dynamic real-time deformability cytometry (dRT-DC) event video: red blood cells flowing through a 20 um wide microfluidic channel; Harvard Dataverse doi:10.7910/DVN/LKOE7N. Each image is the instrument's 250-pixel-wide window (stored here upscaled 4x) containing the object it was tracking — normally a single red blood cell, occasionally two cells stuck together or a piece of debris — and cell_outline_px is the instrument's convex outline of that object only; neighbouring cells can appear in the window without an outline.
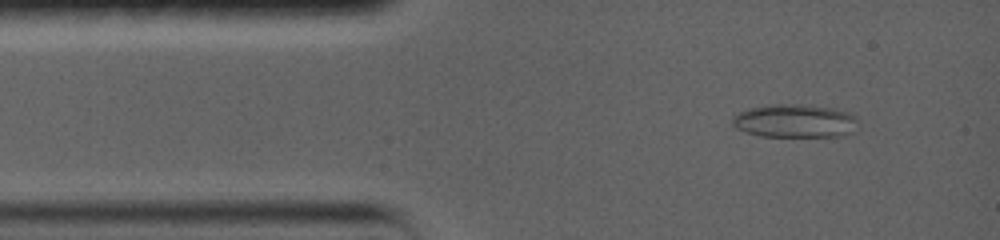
{"species": "common noctule bat (a hibernating species)", "species_latin": "Nyctalus noctula", "temperature_condition": "warm", "stored_images_in_passage": 66, "camera_frame_rate_fps": 5000, "um_per_image_px": 0.085, "animal": {"sex": "female", "body_mass_g": 19.0, "forearm_length_mm": 56.7}, "frame": {"image": 1, "passage_image": 5, "time_ms": 1.0, "image_size_px": [1000, 240], "cell_outline_px": [[856, 132], [844, 136], [760, 136], [736, 128], [732, 124], [732, 116], [748, 108], [768, 104], [800, 104], [832, 108], [852, 112], [856, 116]], "centroid_in_image_um": [67.6, 10.27], "position_along_channel_um": 17.4, "area_um2": 24.68}}
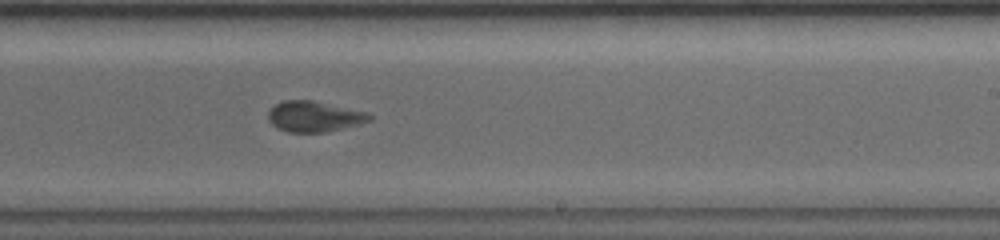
{"frame": {"image": 2, "passage_image": 35, "time_ms": 8.8, "image_size_px": [1000, 240], "cell_outline_px": [[372, 120], [360, 124], [344, 128], [324, 132], [288, 132], [276, 128], [268, 120], [268, 112], [280, 100], [312, 100], [364, 112], [372, 116]], "centroid_in_image_um": [26.67, 9.91], "position_along_channel_um": 262.3, "area_um2": 17.98}}
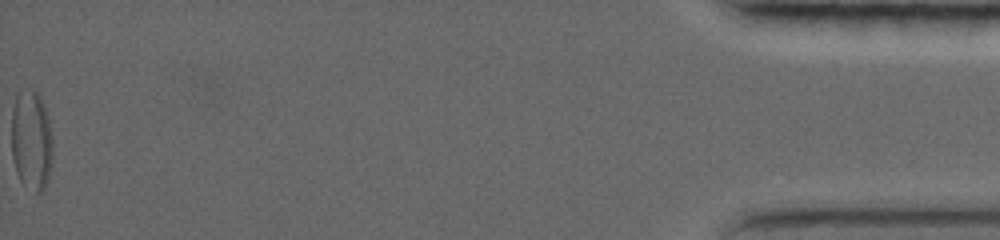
{"frame": {"image": 3, "passage_image": 66, "time_ms": 17.4, "image_size_px": [1000, 240], "cell_outline_px": [[52, 156], [48, 180], [44, 188], [40, 192], [36, 192], [20, 180], [16, 172], [12, 156], [12, 108], [16, 96], [20, 92], [36, 92], [40, 96], [48, 120], [52, 140]], "centroid_in_image_um": [2.66, 11.96], "position_along_channel_um": 432.5, "area_um2": 23.52}, "authors_computed_cell_mechanics": {"area_um2": 20.0277, "velocity_mm_per_s": 3.6666, "shape_relaxation_time_tau1_ms": null, "shape_relaxation_time_tau2_ms": 1.6633, "deformation_change_tau1": null, "deformation_change_tau2": 0.0686}}